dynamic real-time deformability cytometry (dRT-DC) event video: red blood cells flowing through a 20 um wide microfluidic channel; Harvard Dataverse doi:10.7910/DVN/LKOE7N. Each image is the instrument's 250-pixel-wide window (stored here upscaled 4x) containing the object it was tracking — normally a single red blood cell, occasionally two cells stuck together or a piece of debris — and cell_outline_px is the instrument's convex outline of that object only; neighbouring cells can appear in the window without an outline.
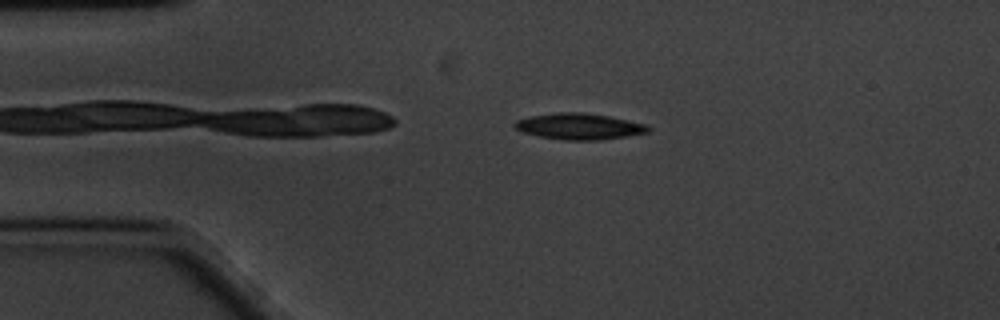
{"species": "common noctule bat (a hibernating species)", "species_latin": "Nyctalus noctula", "temperature_condition": "cold", "stored_images_in_passage": 51, "camera_frame_rate_fps": 3000, "um_per_image_px": 0.085, "animal": {"sex": "male", "body_mass_g": 20.1, "forearm_length_mm": 53.5}, "frame": {"image": 1, "passage_image": 5, "time_ms": 1.333, "image_size_px": [1000, 320], "cell_outline_px": [[652, 128], [648, 132], [624, 136], [596, 140], [564, 140], [540, 136], [524, 132], [516, 128], [512, 124], [516, 120], [528, 116], [556, 112], [584, 112], [608, 116], [644, 124]], "centroid_in_image_um": [49.18, 10.73], "position_along_channel_um": 35.8, "area_um2": 20.11}}
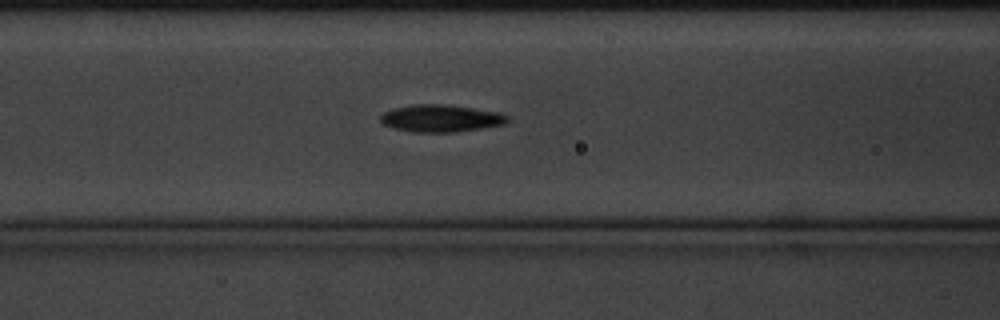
{"frame": {"image": 2, "passage_image": 16, "time_ms": 5.0, "image_size_px": [1000, 320], "cell_outline_px": [[508, 120], [504, 124], [456, 132], [412, 132], [392, 128], [384, 124], [380, 120], [380, 116], [384, 112], [392, 108], [412, 104], [444, 104], [500, 112], [508, 116]], "centroid_in_image_um": [37.43, 10.05], "position_along_channel_um": 129.2, "area_um2": 20.17}}
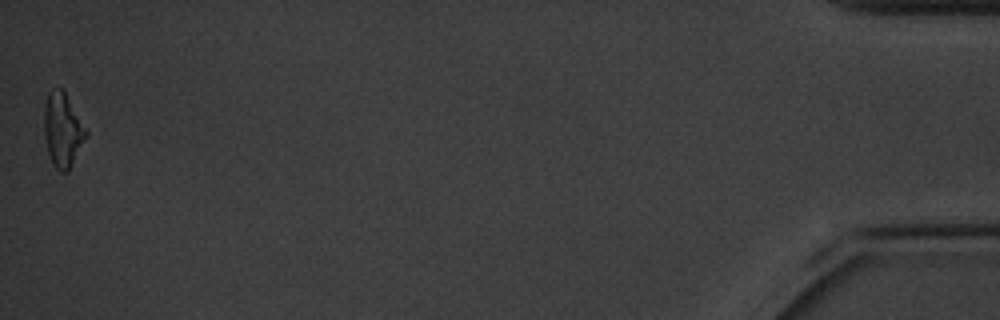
{"frame": {"image": 3, "passage_image": 51, "time_ms": 16.667, "image_size_px": [1000, 320], "cell_outline_px": [[88, 136], [68, 172], [60, 172], [52, 164], [48, 152], [44, 136], [44, 104], [48, 92], [60, 88], [64, 88], [88, 132]], "centroid_in_image_um": [5.34, 11.04], "position_along_channel_um": 429.9, "area_um2": 18.38}, "authors_computed_cell_mechanics": {"area_um2": 19.1318, "velocity_mm_per_s": 3.4047, "shape_relaxation_time_tau1_ms": 2.5606, "shape_relaxation_time_tau2_ms": null, "deformation_change_tau1": 0.1184, "deformation_change_tau2": null}}